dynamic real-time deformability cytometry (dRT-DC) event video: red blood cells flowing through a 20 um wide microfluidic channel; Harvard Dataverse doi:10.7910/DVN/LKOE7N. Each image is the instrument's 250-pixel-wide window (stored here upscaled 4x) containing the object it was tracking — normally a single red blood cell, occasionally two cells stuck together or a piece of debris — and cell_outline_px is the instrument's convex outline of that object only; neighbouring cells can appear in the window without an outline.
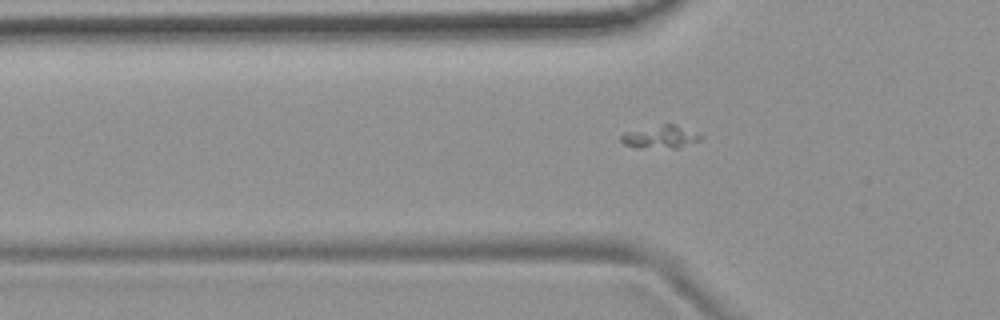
{"species": "common noctule bat (a hibernating species)", "species_latin": "Nyctalus noctula", "temperature_condition": "room temperature", "stored_images_in_passage": 51, "camera_frame_rate_fps": 3000, "um_per_image_px": 0.085, "animal": {"sex": "female", "body_mass_g": 19.9}, "frame": {"image": 1, "passage_image": 19, "time_ms": 6.0, "image_size_px": [1000, 320], "cell_outline_px": [[704, 136], [700, 140], [676, 148], [640, 148], [624, 144], [620, 140], [620, 136], [624, 132], [660, 124], [672, 124]], "centroid_in_image_um": [56.09, 11.64], "position_along_channel_um": 69.7, "area_um2": 10.46}}